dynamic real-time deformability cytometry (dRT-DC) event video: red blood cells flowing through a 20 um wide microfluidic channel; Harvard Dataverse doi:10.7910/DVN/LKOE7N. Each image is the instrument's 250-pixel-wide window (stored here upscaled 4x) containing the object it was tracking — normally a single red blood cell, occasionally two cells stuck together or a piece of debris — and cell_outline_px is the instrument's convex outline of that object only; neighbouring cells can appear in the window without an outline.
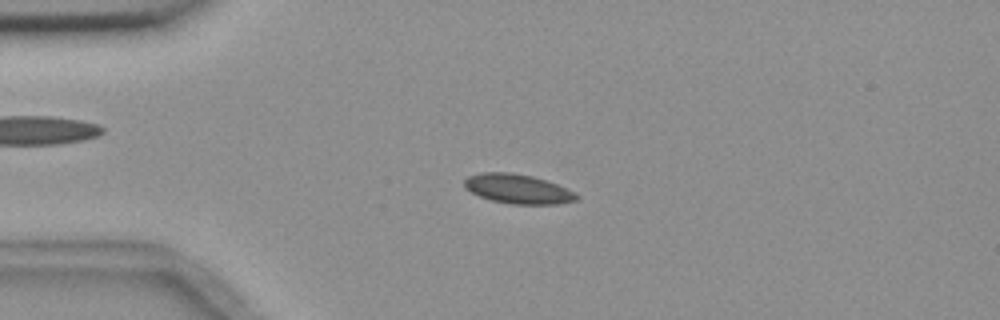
{"species": "common noctule bat (a hibernating species)", "species_latin": "Nyctalus noctula", "temperature_condition": "room temperature", "stored_images_in_passage": 4, "camera_frame_rate_fps": 3000, "um_per_image_px": 0.085, "animal": {"sex": "female", "body_mass_g": 18.4}, "frame": {"image": 1, "passage_image": 3, "time_ms": 3.0, "image_size_px": [1000, 320], "cell_outline_px": [[580, 196], [576, 200], [560, 204], [508, 204], [492, 200], [480, 196], [464, 188], [464, 180], [468, 176], [480, 172], [508, 172], [532, 176], [556, 184], [576, 192]], "centroid_in_image_um": [44.01, 16.06], "position_along_channel_um": 41.0, "area_um2": 19.25}}